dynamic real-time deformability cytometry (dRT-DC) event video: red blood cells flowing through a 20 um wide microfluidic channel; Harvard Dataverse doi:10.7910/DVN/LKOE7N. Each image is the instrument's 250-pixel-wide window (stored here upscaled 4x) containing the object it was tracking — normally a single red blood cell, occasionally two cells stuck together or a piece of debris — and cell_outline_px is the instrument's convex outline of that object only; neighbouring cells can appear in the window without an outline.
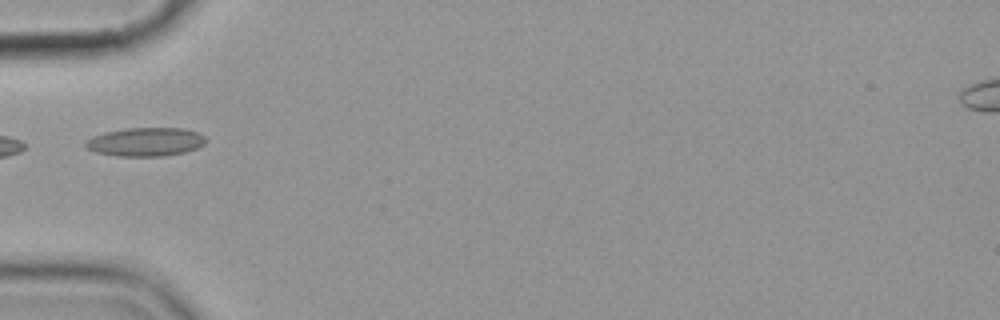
{"species": "common noctule bat (a hibernating species)", "species_latin": "Nyctalus noctula", "temperature_condition": "cold", "stored_images_in_passage": 10, "camera_frame_rate_fps": 3000, "um_per_image_px": 0.085, "animal": {"sex": "female", "body_mass_g": 19.9}, "frame": {"image": 1, "passage_image": 5, "time_ms": 4.667, "image_size_px": [1000, 320], "cell_outline_px": [[208, 140], [204, 144], [196, 148], [184, 152], [164, 156], [116, 156], [96, 152], [88, 148], [84, 144], [92, 136], [104, 132], [128, 128], [184, 128], [200, 132]], "centroid_in_image_um": [12.41, 12.05], "position_along_channel_um": 72.6, "area_um2": 20.11}}
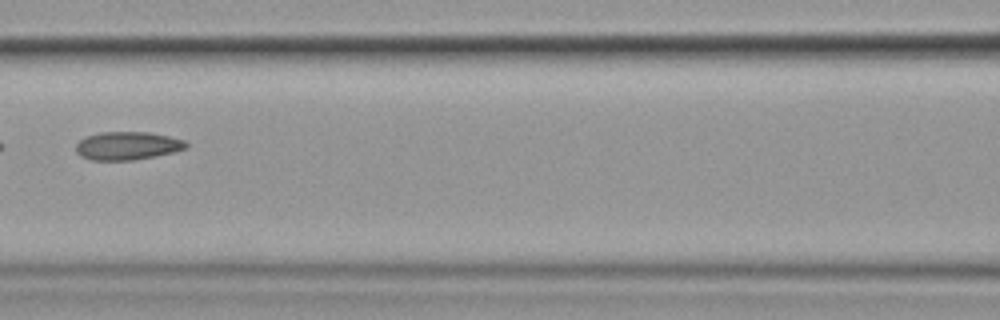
{"frame": {"image": 2, "passage_image": 7, "time_ms": 7.0, "image_size_px": [1000, 320], "cell_outline_px": [[188, 148], [156, 156], [132, 160], [92, 160], [80, 156], [76, 152], [76, 144], [80, 140], [88, 136], [100, 132], [152, 132], [184, 140], [188, 144]], "centroid_in_image_um": [10.84, 12.39], "position_along_channel_um": 155.8, "area_um2": 18.09}}
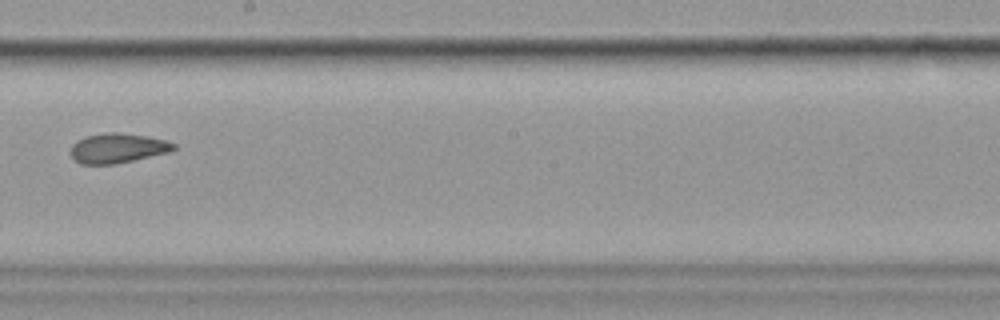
{"frame": {"image": 3, "passage_image": 9, "time_ms": 9.333, "image_size_px": [1000, 320], "cell_outline_px": [[176, 148], [168, 152], [116, 164], [80, 164], [72, 156], [72, 144], [76, 140], [88, 136], [108, 132], [116, 132], [148, 136], [164, 140], [176, 144]], "centroid_in_image_um": [10.0, 12.59], "position_along_channel_um": 238.2, "area_um2": 17.63}}